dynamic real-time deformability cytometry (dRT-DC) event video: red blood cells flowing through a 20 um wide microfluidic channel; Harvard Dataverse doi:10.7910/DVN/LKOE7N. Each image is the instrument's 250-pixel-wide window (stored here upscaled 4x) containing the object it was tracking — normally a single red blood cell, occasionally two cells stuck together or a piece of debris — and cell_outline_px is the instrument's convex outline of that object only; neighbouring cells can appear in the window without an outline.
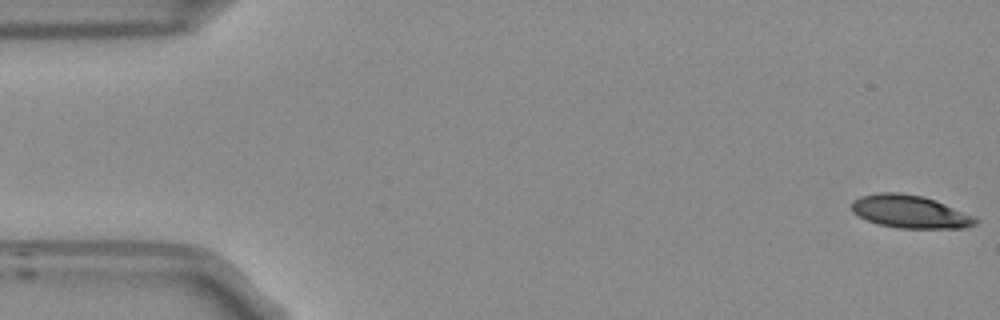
{"species": "Egyptian fruit bat (a non-hibernating species)", "species_latin": "Rousettus aegyptiacus", "temperature_condition": "room temperature", "stored_images_in_passage": 16, "camera_frame_rate_fps": 3000, "um_per_image_px": 0.085, "frame": {"image": 1, "passage_image": 1, "time_ms": 0.0, "image_size_px": [1000, 320], "cell_outline_px": [[980, 220], [976, 224], [964, 228], [896, 228], [876, 224], [852, 212], [852, 200], [860, 196], [880, 192], [900, 192], [924, 196], [936, 200], [976, 216]], "centroid_in_image_um": [77.38, 17.99], "position_along_channel_um": 7.6, "area_um2": 24.04}}
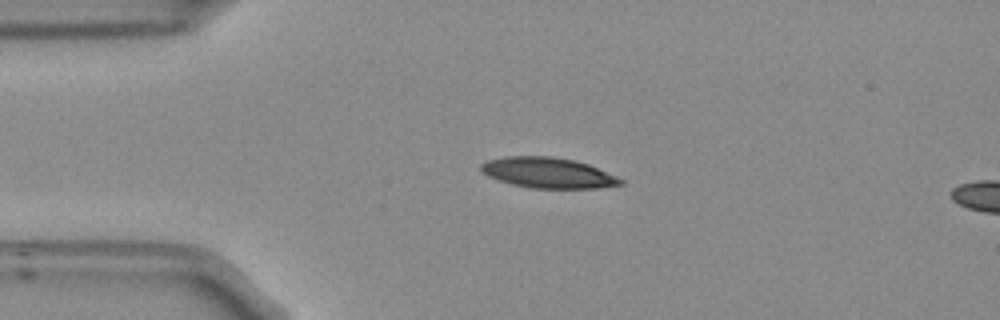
{"frame": {"image": 2, "passage_image": 12, "time_ms": 3.667, "image_size_px": [1000, 320], "cell_outline_px": [[624, 184], [600, 188], [532, 188], [512, 184], [488, 176], [480, 172], [480, 164], [488, 160], [508, 156], [552, 156], [576, 160], [588, 164], [616, 176], [624, 180]], "centroid_in_image_um": [46.59, 14.68], "position_along_channel_um": 38.4, "area_um2": 24.85}}